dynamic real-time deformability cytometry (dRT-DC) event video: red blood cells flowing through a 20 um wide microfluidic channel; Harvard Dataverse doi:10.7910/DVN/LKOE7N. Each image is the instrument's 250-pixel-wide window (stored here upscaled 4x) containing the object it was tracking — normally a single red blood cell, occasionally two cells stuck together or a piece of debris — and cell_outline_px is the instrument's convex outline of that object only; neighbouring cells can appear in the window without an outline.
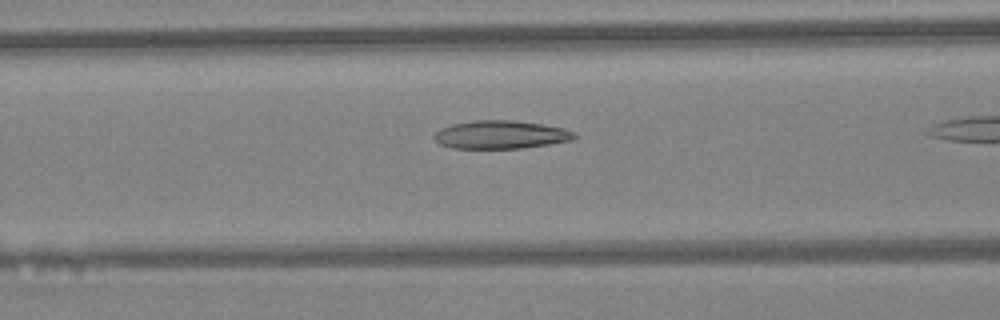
{"species": "Egyptian fruit bat (a non-hibernating species)", "species_latin": "Rousettus aegyptiacus", "temperature_condition": "warm", "stored_images_in_passage": 18, "camera_frame_rate_fps": 3000, "um_per_image_px": 0.085, "animal": {"sex": "female"}, "frame": {"image": 1, "passage_image": 11, "time_ms": 3.333, "image_size_px": [1000, 320], "cell_outline_px": [[580, 136], [568, 140], [548, 144], [520, 148], [452, 148], [440, 144], [432, 136], [440, 128], [452, 124], [472, 120], [512, 120], [540, 124], [564, 128], [576, 132]], "centroid_in_image_um": [42.55, 11.44], "position_along_channel_um": 124.1, "area_um2": 22.95}}
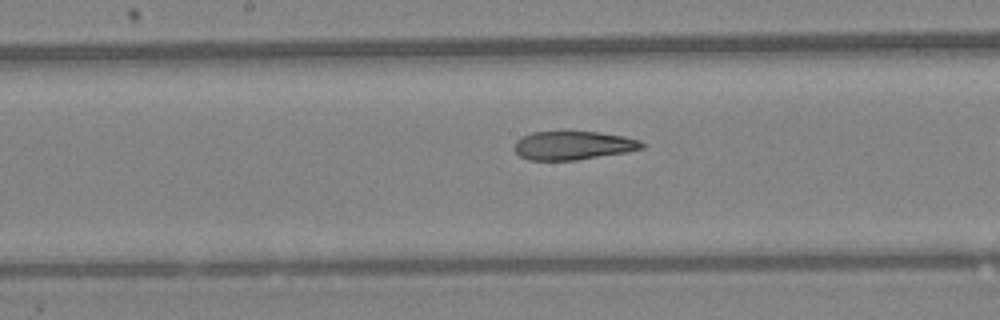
{"frame": {"image": 2, "passage_image": 16, "time_ms": 5.0, "image_size_px": [1000, 320], "cell_outline_px": [[648, 144], [644, 148], [628, 152], [576, 160], [528, 160], [520, 156], [516, 152], [516, 140], [532, 132], [564, 128], [568, 128], [600, 132], [624, 136], [640, 140]], "centroid_in_image_um": [48.76, 12.31], "position_along_channel_um": 199.4, "area_um2": 22.31}}